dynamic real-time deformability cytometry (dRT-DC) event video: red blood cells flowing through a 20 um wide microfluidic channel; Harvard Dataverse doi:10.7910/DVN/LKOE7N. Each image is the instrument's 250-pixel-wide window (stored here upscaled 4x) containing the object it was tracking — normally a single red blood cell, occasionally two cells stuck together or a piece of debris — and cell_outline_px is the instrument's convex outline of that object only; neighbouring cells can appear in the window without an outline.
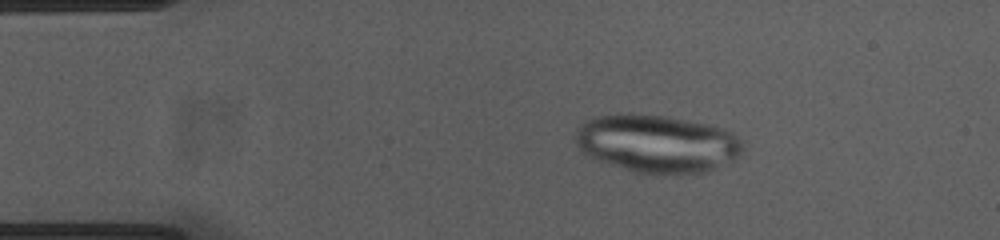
{"species": "common noctule bat (a hibernating species)", "species_latin": "Nyctalus noctula", "temperature_condition": "cold", "stored_images_in_passage": 45, "camera_frame_rate_fps": 3000, "um_per_image_px": 0.085, "animal": {"sex": "female", "body_mass_g": 23.0, "forearm_length_mm": 53.4}, "frame": {"image": 1, "passage_image": 1, "time_ms": 0.0, "image_size_px": [1000, 240], "cell_outline_px": [[744, 148], [736, 156], [716, 168], [700, 172], [652, 176], [632, 172], [588, 156], [576, 144], [576, 132], [584, 120], [596, 116], [628, 112], [664, 116], [708, 124], [732, 132], [740, 140]], "centroid_in_image_um": [55.8, 12.21], "position_along_channel_um": 29.2, "area_um2": 56.59}}